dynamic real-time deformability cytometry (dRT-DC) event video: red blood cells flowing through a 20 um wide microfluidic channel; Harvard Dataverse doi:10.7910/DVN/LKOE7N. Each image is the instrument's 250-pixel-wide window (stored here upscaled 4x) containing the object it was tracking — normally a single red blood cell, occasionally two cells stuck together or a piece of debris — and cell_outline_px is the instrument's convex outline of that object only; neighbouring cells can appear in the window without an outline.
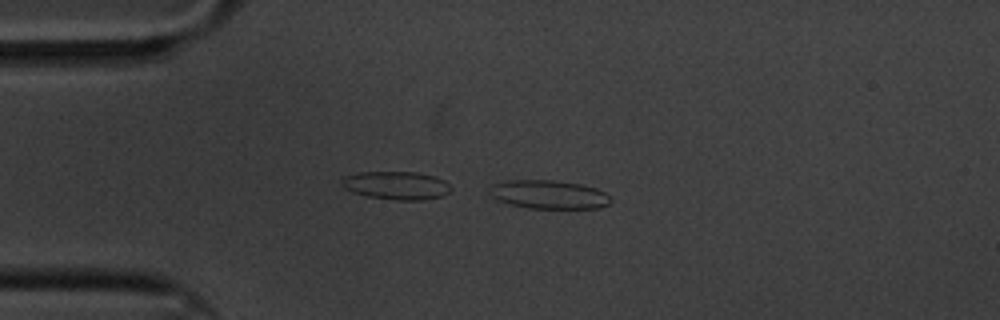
{"species": "common noctule bat (a hibernating species)", "species_latin": "Nyctalus noctula", "temperature_condition": "cold", "stored_images_in_passage": 46, "camera_frame_rate_fps": 3000, "um_per_image_px": 0.085, "animal": {"sex": "male", "body_mass_g": 20.1, "forearm_length_mm": 53.5}, "frame": {"image": 1, "passage_image": 1, "time_ms": 0.0, "image_size_px": [1000, 320], "cell_outline_px": [[612, 200], [608, 204], [600, 208], [528, 208], [496, 200], [492, 196], [492, 184], [504, 180], [552, 180], [580, 184], [596, 188], [604, 192]], "centroid_in_image_um": [46.66, 16.53], "position_along_channel_um": 38.3, "area_um2": 20.0}}
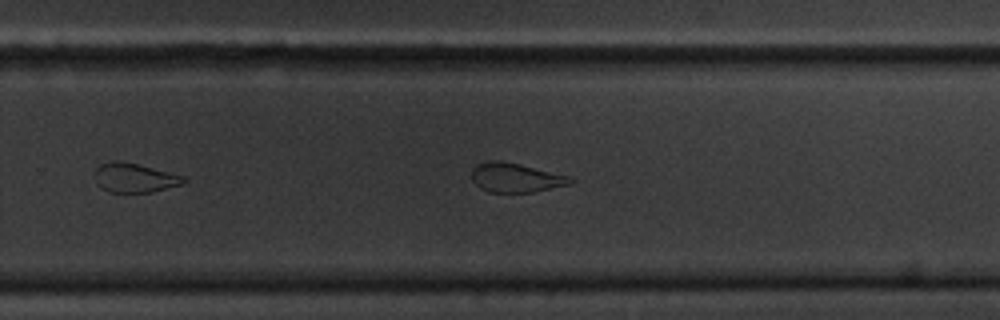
{"frame": {"image": 2, "passage_image": 26, "time_ms": 8.333, "image_size_px": [1000, 320], "cell_outline_px": [[576, 180], [572, 184], [532, 192], [488, 192], [480, 188], [472, 180], [472, 168], [476, 164], [488, 160], [500, 160], [520, 164], [572, 176]], "centroid_in_image_um": [43.86, 15.09], "position_along_channel_um": 285.9, "area_um2": 17.11}}
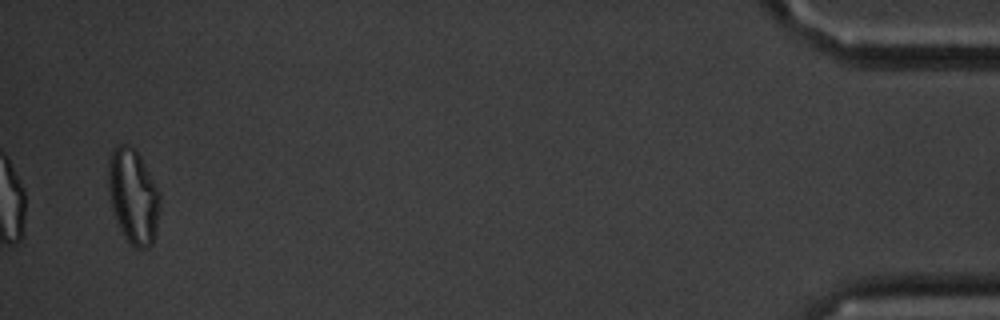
{"frame": {"image": 3, "passage_image": 46, "time_ms": 15.0, "image_size_px": [1000, 320], "cell_outline_px": [[160, 208], [156, 236], [152, 244], [148, 248], [132, 248], [124, 236], [116, 220], [112, 208], [108, 188], [108, 164], [112, 148], [116, 144], [128, 144], [140, 156], [160, 192]], "centroid_in_image_um": [11.33, 16.71], "position_along_channel_um": 423.9, "area_um2": 28.84}, "authors_computed_cell_mechanics": {"area_um2": 19.0162, "velocity_mm_per_s": 3.3162, "shape_relaxation_time_tau1_ms": null, "shape_relaxation_time_tau2_ms": 2.4434, "deformation_change_tau1": null, "deformation_change_tau2": 0.1036}}